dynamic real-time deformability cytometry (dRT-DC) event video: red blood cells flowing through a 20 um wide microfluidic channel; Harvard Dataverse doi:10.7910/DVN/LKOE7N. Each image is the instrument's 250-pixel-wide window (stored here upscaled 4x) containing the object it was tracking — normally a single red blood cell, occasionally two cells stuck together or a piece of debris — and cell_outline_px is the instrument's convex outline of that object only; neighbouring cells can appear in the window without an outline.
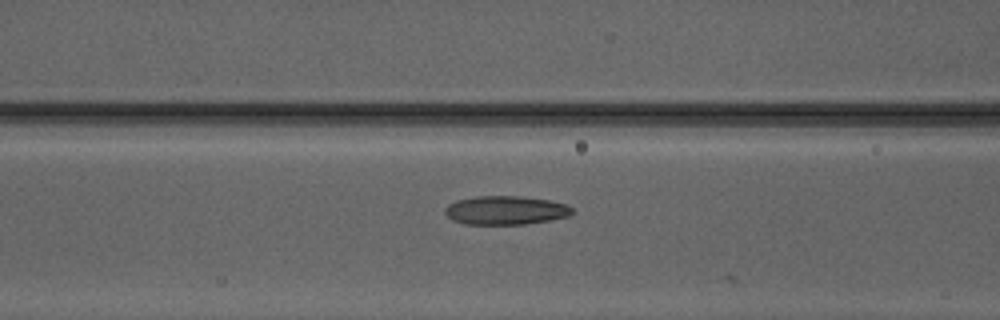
{"species": "Egyptian fruit bat (a non-hibernating species)", "species_latin": "Rousettus aegyptiacus", "temperature_condition": "warm", "stored_images_in_passage": 23, "camera_frame_rate_fps": 3000, "um_per_image_px": 0.085, "animal": {"sex": "male"}, "frame": {"image": 1, "passage_image": 22, "time_ms": 7.0, "image_size_px": [1000, 320], "cell_outline_px": [[576, 212], [568, 216], [548, 220], [524, 224], [464, 224], [452, 220], [444, 212], [444, 208], [448, 204], [456, 200], [476, 196], [520, 196], [548, 200], [568, 204]], "centroid_in_image_um": [42.97, 17.87], "position_along_channel_um": 123.6, "area_um2": 21.39}}